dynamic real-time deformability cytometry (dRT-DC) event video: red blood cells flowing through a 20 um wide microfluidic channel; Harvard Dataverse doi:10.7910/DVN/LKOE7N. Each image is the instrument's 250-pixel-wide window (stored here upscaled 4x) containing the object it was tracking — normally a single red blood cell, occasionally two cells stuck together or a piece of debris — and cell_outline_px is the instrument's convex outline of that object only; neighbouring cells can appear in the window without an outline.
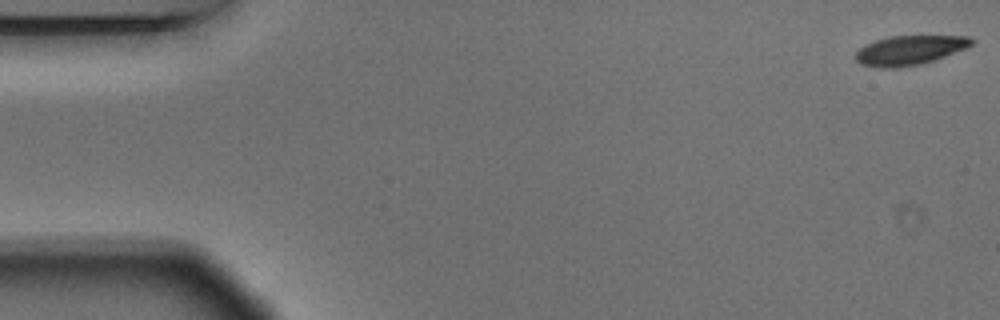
{"species": "Egyptian fruit bat (a non-hibernating species)", "species_latin": "Rousettus aegyptiacus", "temperature_condition": "warm", "stored_images_in_passage": 55, "camera_frame_rate_fps": 3000, "um_per_image_px": 0.085, "animal": {"sex": "male"}, "frame": {"image": 1, "passage_image": 1, "time_ms": 0.0, "image_size_px": [1000, 320], "cell_outline_px": [[976, 40], [968, 48], [920, 64], [896, 68], [880, 68], [860, 64], [856, 60], [856, 52], [864, 44], [888, 36], [968, 36]], "centroid_in_image_um": [77.31, 4.26], "position_along_channel_um": 7.7, "area_um2": 19.88}}
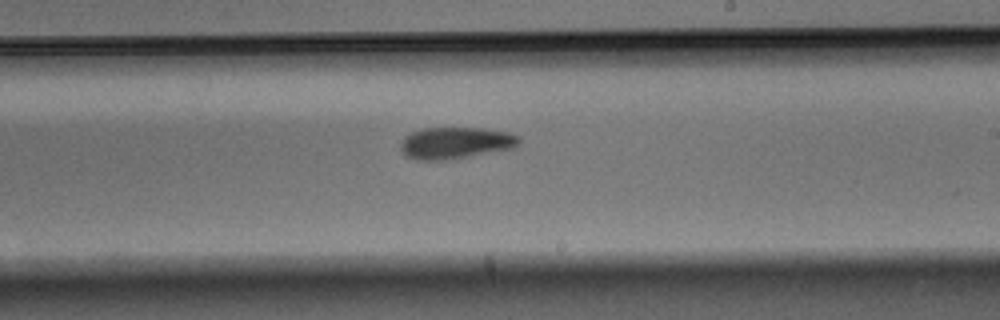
{"frame": {"image": 2, "passage_image": 32, "time_ms": 10.333, "image_size_px": [1000, 320], "cell_outline_px": [[520, 140], [512, 148], [468, 156], [444, 160], [416, 160], [408, 156], [400, 148], [400, 144], [404, 136], [412, 132], [424, 128], [484, 128], [508, 132], [516, 136]], "centroid_in_image_um": [38.67, 12.14], "position_along_channel_um": 250.3, "area_um2": 21.5}}
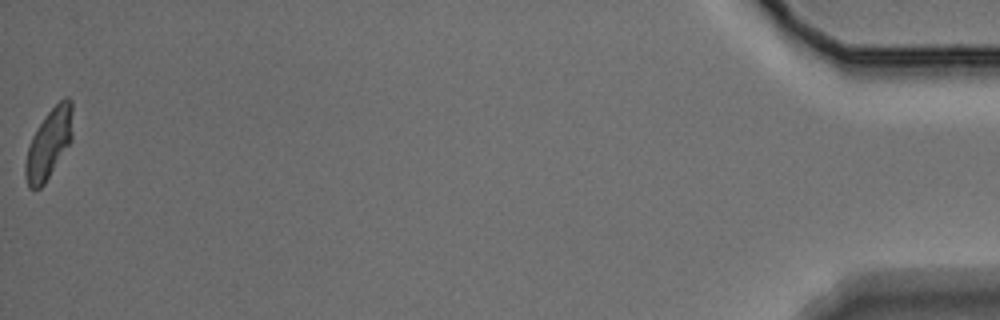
{"frame": {"image": 3, "passage_image": 55, "time_ms": 18.0, "image_size_px": [1000, 320], "cell_outline_px": [[72, 140], [44, 184], [40, 188], [28, 188], [24, 176], [24, 164], [28, 148], [32, 136], [36, 128], [44, 116], [64, 96], [68, 96], [72, 100]], "centroid_in_image_um": [4.15, 12.2], "position_along_channel_um": 431.1, "area_um2": 19.31}, "authors_computed_cell_mechanics": {"area_um2": 20.9814, "velocity_mm_per_s": 3.6622, "shape_relaxation_time_tau1_ms": 4.6389, "shape_relaxation_time_tau2_ms": 6.7083, "deformation_change_tau1": 0.1725, "deformation_change_tau2": 0.1382}}